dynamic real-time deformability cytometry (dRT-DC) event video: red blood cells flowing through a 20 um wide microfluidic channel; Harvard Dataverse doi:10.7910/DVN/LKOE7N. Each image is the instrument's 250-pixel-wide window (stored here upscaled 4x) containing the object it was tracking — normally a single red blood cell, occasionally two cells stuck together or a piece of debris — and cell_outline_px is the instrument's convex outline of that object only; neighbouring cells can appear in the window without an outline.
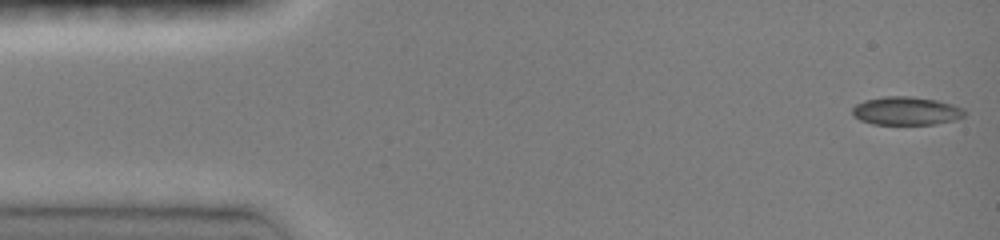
{"species": "common noctule bat (a hibernating species)", "species_latin": "Nyctalus noctula", "temperature_condition": "room temperature", "stored_images_in_passage": 38, "camera_frame_rate_fps": 3000, "um_per_image_px": 0.085, "animal": {"sex": "female", "body_mass_g": 19.0, "forearm_length_mm": 51.5}, "frame": {"image": 1, "passage_image": 1, "time_ms": 0.0, "image_size_px": [1000, 240], "cell_outline_px": [[964, 116], [956, 120], [936, 124], [872, 124], [860, 120], [852, 116], [852, 108], [856, 104], [864, 100], [884, 96], [908, 96], [936, 100], [952, 104], [964, 108]], "centroid_in_image_um": [77.01, 9.43], "position_along_channel_um": 8.0, "area_um2": 18.61}}
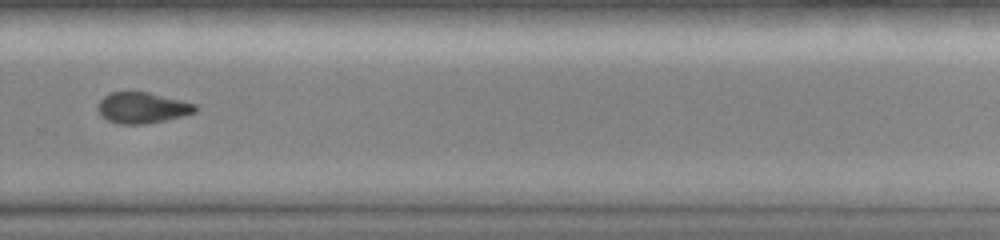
{"frame": {"image": 2, "passage_image": 28, "time_ms": 9.0, "image_size_px": [1000, 240], "cell_outline_px": [[196, 112], [164, 120], [144, 124], [120, 124], [108, 120], [100, 112], [100, 100], [104, 96], [112, 92], [148, 92], [196, 104]], "centroid_in_image_um": [12.11, 9.16], "position_along_channel_um": 317.7, "area_um2": 17.05}}
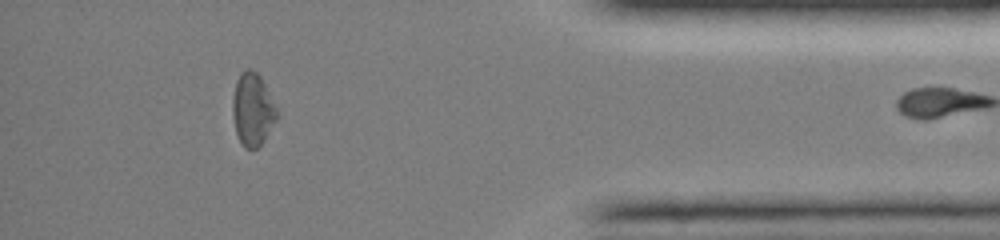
{"frame": {"image": 3, "passage_image": 37, "time_ms": 12.0, "image_size_px": [1000, 240], "cell_outline_px": [[280, 116], [264, 140], [256, 148], [244, 148], [236, 132], [232, 116], [232, 96], [236, 80], [240, 72], [244, 68], [252, 68], [260, 76], [280, 112]], "centroid_in_image_um": [21.48, 9.27], "position_along_channel_um": 413.7, "area_um2": 19.19}}